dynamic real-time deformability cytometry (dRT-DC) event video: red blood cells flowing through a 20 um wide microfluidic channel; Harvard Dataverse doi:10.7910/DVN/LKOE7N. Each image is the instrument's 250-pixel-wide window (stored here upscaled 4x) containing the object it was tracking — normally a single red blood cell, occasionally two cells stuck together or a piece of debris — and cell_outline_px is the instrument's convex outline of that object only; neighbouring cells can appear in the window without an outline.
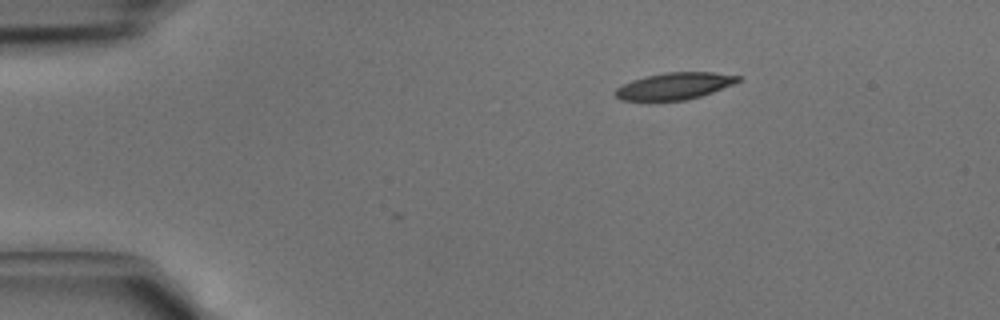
{"species": "common noctule bat (a hibernating species)", "species_latin": "Nyctalus noctula", "temperature_condition": "cold", "stored_images_in_passage": 2, "camera_frame_rate_fps": 3000, "um_per_image_px": 0.085, "animal": {"sex": "male", "body_mass_g": 15.6}, "frame": {"image": 1, "passage_image": 2, "time_ms": 0.333, "image_size_px": [1000, 320], "cell_outline_px": [[740, 80], [732, 84], [712, 92], [688, 100], [648, 104], [620, 100], [612, 92], [616, 88], [632, 80], [644, 76], [664, 72], [712, 72], [740, 76]], "centroid_in_image_um": [57.2, 7.37], "position_along_channel_um": 27.8, "area_um2": 20.06}}